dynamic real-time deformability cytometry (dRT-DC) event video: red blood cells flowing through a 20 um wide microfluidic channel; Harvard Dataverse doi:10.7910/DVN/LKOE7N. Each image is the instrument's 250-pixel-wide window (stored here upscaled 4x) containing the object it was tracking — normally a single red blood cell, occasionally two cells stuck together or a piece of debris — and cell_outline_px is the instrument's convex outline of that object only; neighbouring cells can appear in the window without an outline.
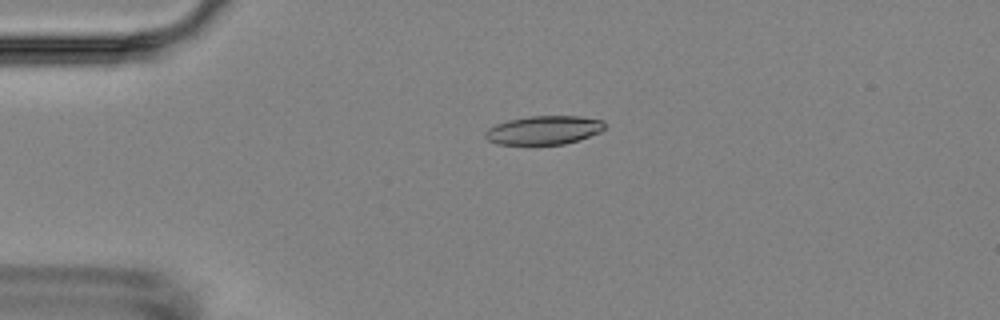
{"species": "Egyptian fruit bat (a non-hibernating species)", "species_latin": "Rousettus aegyptiacus", "temperature_condition": "room temperature", "stored_images_in_passage": 4, "camera_frame_rate_fps": 3000, "um_per_image_px": 0.085, "animal": {"sex": "female"}, "frame": {"image": 1, "passage_image": 3, "time_ms": 2.333, "image_size_px": [1000, 320], "cell_outline_px": [[604, 128], [600, 132], [564, 144], [496, 144], [488, 140], [484, 136], [484, 132], [488, 128], [496, 124], [508, 120], [528, 116], [580, 116], [604, 120]], "centroid_in_image_um": [46.2, 11.05], "position_along_channel_um": 38.8, "area_um2": 19.88}}